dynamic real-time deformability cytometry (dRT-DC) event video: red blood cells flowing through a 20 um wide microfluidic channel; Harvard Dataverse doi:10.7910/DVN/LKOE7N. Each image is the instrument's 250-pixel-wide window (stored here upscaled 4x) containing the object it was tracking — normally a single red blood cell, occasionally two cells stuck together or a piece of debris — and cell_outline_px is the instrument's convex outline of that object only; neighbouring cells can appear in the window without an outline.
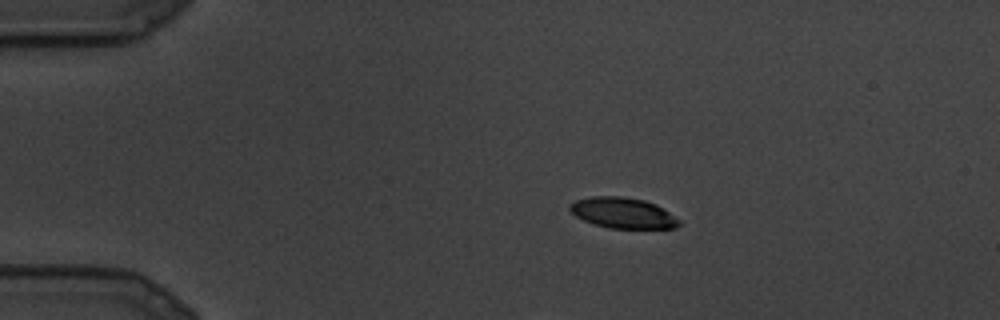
{"species": "common noctule bat (a hibernating species)", "species_latin": "Nyctalus noctula", "temperature_condition": "cold", "stored_images_in_passage": 5, "camera_frame_rate_fps": 3000, "um_per_image_px": 0.085, "animal": {"sex": "male", "body_mass_g": 19.5, "forearm_length_mm": 54.6}, "frame": {"image": 1, "passage_image": 1, "time_ms": 0.0, "image_size_px": [1000, 320], "cell_outline_px": [[680, 224], [676, 228], [608, 228], [592, 224], [576, 216], [568, 208], [568, 204], [576, 200], [592, 196], [624, 196], [644, 200], [656, 204], [680, 220]], "centroid_in_image_um": [52.92, 18.09], "position_along_channel_um": 32.1, "area_um2": 19.59}}